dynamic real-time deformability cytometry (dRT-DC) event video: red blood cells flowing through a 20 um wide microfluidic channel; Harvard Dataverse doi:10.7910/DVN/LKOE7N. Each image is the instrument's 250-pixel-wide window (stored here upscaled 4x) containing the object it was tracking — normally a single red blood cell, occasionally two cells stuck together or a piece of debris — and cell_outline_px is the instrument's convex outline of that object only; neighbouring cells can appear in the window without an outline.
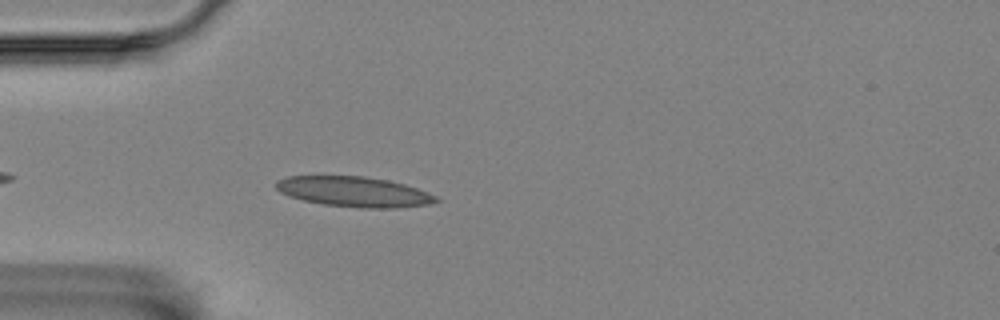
{"species": "Egyptian fruit bat (a non-hibernating species)", "species_latin": "Rousettus aegyptiacus", "temperature_condition": "room temperature", "stored_images_in_passage": 30, "camera_frame_rate_fps": 3000, "um_per_image_px": 0.085, "animal": {"sex": "female"}, "frame": {"image": 1, "passage_image": 5, "time_ms": 1.333, "image_size_px": [1000, 320], "cell_outline_px": [[440, 200], [428, 204], [396, 208], [360, 208], [324, 204], [304, 200], [288, 196], [280, 192], [276, 188], [276, 180], [288, 176], [364, 176], [388, 180], [404, 184], [416, 188], [436, 196]], "centroid_in_image_um": [30.07, 16.29], "position_along_channel_um": 54.9, "area_um2": 28.03}}
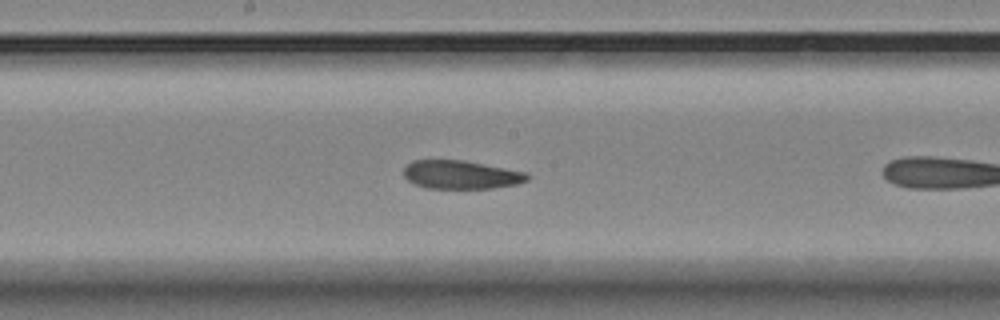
{"frame": {"image": 2, "passage_image": 15, "time_ms": 4.667, "image_size_px": [1000, 320], "cell_outline_px": [[532, 176], [528, 180], [516, 184], [492, 188], [424, 188], [408, 180], [404, 176], [404, 168], [412, 160], [464, 160], [528, 172]], "centroid_in_image_um": [39.22, 14.84], "position_along_channel_um": 209.0, "area_um2": 20.58}}
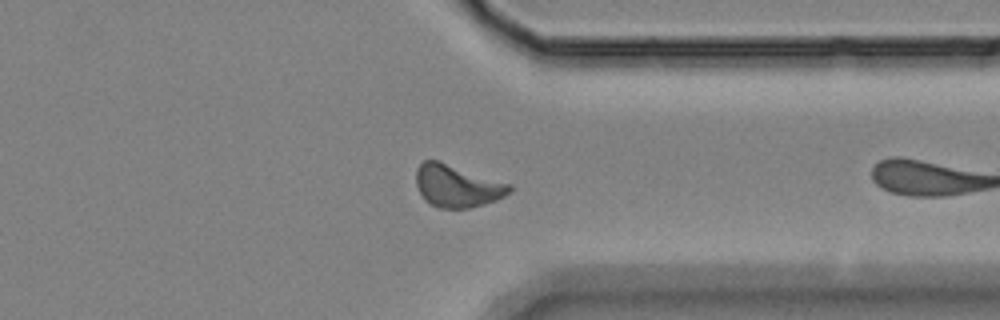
{"frame": {"image": 3, "passage_image": 29, "time_ms": 9.333, "image_size_px": [1000, 320], "cell_outline_px": [[512, 192], [496, 200], [468, 208], [440, 208], [424, 200], [416, 184], [416, 168], [424, 160], [440, 160], [512, 184]], "centroid_in_image_um": [38.87, 15.78], "position_along_channel_um": 372.5, "area_um2": 23.24}}